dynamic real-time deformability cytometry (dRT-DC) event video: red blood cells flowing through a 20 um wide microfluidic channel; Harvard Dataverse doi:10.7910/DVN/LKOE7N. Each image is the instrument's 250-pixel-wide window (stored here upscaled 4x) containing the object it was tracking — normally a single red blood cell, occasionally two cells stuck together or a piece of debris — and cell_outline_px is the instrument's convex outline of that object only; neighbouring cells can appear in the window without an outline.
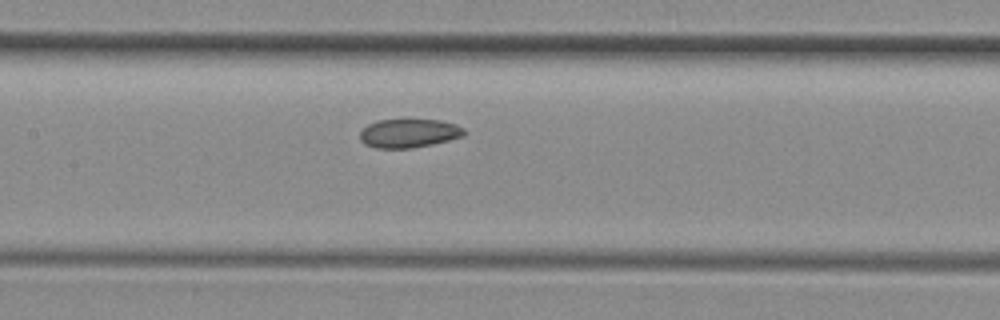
{"species": "common noctule bat (a hibernating species)", "species_latin": "Nyctalus noctula", "temperature_condition": "room temperature", "stored_images_in_passage": 5, "camera_frame_rate_fps": 3000, "um_per_image_px": 0.085, "animal": {"sex": "female", "body_mass_g": 29.2, "forearm_length_mm": 56.3}, "frame": {"image": 1, "passage_image": 5, "time_ms": 1.333, "image_size_px": [1000, 320], "cell_outline_px": [[464, 136], [432, 144], [412, 148], [376, 148], [364, 144], [360, 140], [360, 132], [368, 124], [376, 120], [404, 116], [440, 120], [456, 124], [464, 128]], "centroid_in_image_um": [34.73, 11.26], "position_along_channel_um": 172.7, "area_um2": 18.32}}